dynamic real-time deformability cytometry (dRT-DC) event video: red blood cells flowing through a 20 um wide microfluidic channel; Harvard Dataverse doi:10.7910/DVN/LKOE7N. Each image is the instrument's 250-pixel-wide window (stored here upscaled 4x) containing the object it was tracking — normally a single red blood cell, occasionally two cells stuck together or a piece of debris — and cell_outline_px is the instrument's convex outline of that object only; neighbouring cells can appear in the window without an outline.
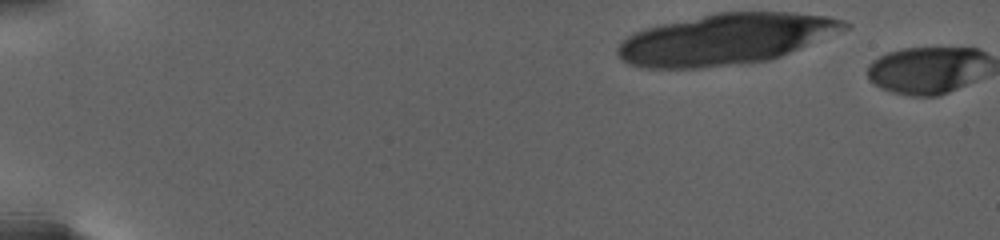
{"species": "human", "species_latin": "Homo sapiens", "temperature_condition": "warm", "stored_images_in_passage": 2, "camera_frame_rate_fps": 3000, "um_per_image_px": 0.085, "donor": {"sex": "female"}, "frame": {"image": 1, "passage_image": 1, "time_ms": 0.0, "image_size_px": [1000, 240], "cell_outline_px": [[852, 24], [848, 28], [800, 48], [780, 56], [768, 60], [748, 64], [700, 68], [640, 68], [628, 64], [616, 52], [616, 48], [620, 40], [632, 32], [644, 28], [716, 12], [792, 12], [828, 16], [844, 20]], "centroid_in_image_um": [61.64, 3.33], "position_along_channel_um": 23.4, "area_um2": 67.57}}